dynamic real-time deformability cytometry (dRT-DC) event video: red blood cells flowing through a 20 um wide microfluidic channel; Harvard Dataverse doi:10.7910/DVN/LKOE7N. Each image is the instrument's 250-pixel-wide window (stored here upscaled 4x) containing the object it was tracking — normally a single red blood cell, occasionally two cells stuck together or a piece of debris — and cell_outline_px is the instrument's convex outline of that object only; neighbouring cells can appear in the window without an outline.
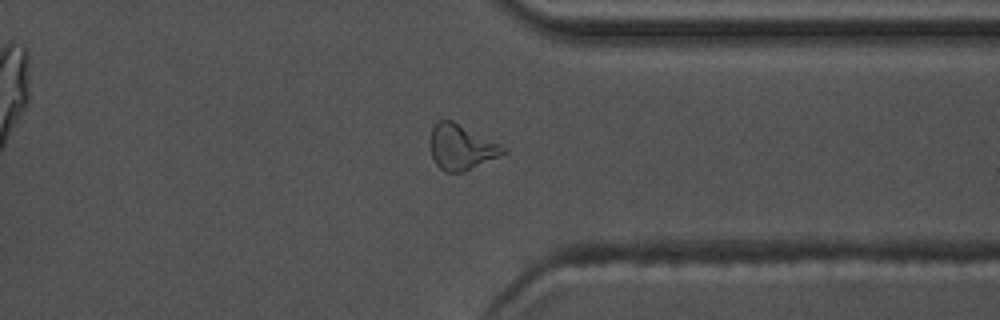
{"species": "common noctule bat (a hibernating species)", "species_latin": "Nyctalus noctula", "temperature_condition": "warm", "stored_images_in_passage": 42, "camera_frame_rate_fps": 3000, "um_per_image_px": 0.085, "animal": {"sex": "male", "body_mass_g": 17.5, "forearm_length_mm": 52.3}, "frame": {"image": 1, "passage_image": 30, "time_ms": 9.667, "image_size_px": [1000, 320], "cell_outline_px": [[504, 152], [464, 172], [444, 172], [436, 164], [432, 156], [428, 144], [428, 140], [432, 128], [440, 120], [452, 120], [500, 144], [504, 148]], "centroid_in_image_um": [39.11, 12.5], "position_along_channel_um": 372.3, "area_um2": 18.9}}
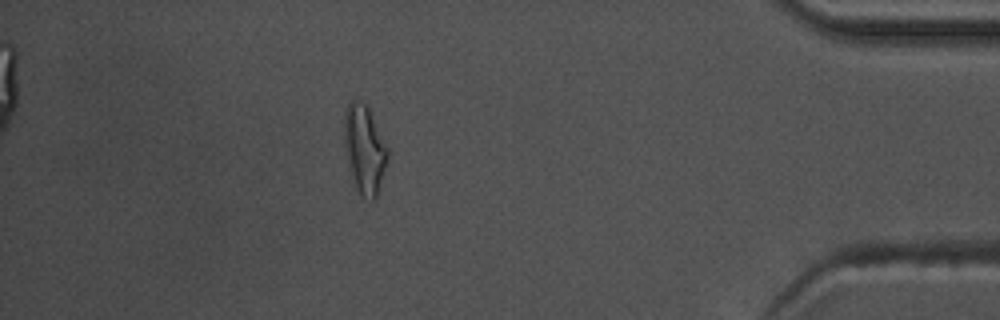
{"frame": {"image": 2, "passage_image": 36, "time_ms": 11.667, "image_size_px": [1000, 320], "cell_outline_px": [[388, 156], [376, 196], [372, 200], [360, 196], [356, 188], [348, 168], [344, 144], [344, 112], [348, 100], [360, 100], [368, 108], [388, 148]], "centroid_in_image_um": [30.94, 12.66], "position_along_channel_um": 404.3, "area_um2": 22.25}, "authors_computed_cell_mechanics": {"area_um2": 17.6579, "velocity_mm_per_s": 3.7368, "shape_relaxation_time_tau1_ms": 5.303, "shape_relaxation_time_tau2_ms": 3.0768, "deformation_change_tau1": 0.2212, "deformation_change_tau2": 0.1314}}